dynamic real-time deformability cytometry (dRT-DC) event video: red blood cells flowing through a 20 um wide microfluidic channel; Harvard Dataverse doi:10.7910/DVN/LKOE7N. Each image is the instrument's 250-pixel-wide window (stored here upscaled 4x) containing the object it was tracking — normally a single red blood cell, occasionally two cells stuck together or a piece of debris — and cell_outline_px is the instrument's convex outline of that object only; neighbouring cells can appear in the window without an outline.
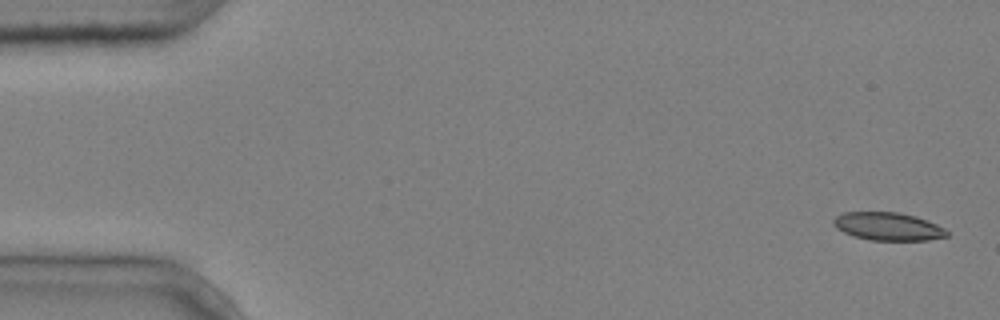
{"species": "common noctule bat (a hibernating species)", "species_latin": "Nyctalus noctula", "temperature_condition": "cold", "stored_images_in_passage": 4, "camera_frame_rate_fps": 3000, "um_per_image_px": 0.085, "animal": {"sex": "male", "body_mass_g": 20.4}, "frame": {"image": 1, "passage_image": 1, "time_ms": 0.0, "image_size_px": [1000, 320], "cell_outline_px": [[948, 236], [928, 240], [868, 240], [852, 236], [836, 228], [832, 224], [832, 220], [836, 216], [844, 212], [900, 212], [916, 216], [936, 224], [944, 228], [948, 232]], "centroid_in_image_um": [75.45, 19.24], "position_along_channel_um": 9.5, "area_um2": 18.61}}